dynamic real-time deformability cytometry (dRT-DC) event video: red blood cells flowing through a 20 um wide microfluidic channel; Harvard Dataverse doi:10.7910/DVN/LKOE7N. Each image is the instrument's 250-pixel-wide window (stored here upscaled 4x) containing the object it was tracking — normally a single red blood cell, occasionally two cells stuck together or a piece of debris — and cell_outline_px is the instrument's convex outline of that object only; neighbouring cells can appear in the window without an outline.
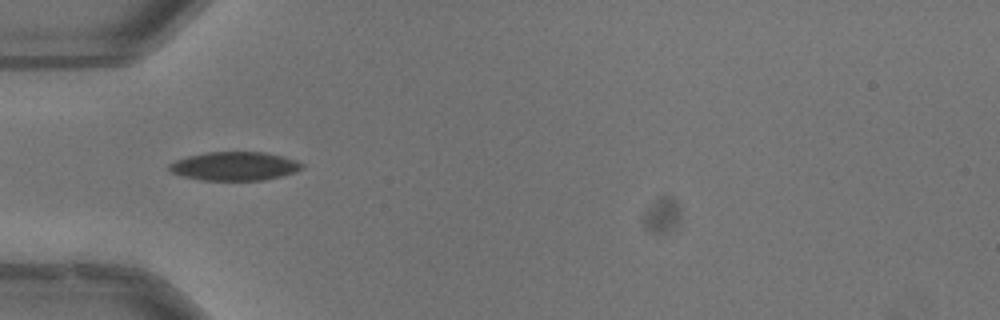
{"species": "common noctule bat (a hibernating species)", "species_latin": "Nyctalus noctula", "temperature_condition": "warm", "stored_images_in_passage": 4, "camera_frame_rate_fps": 3000, "um_per_image_px": 0.085, "animal": {"sex": "male", "body_mass_g": 13.3}, "frame": {"image": 1, "passage_image": 2, "time_ms": 0.333, "image_size_px": [1000, 320], "cell_outline_px": [[304, 168], [296, 172], [264, 180], [204, 180], [184, 176], [172, 172], [168, 168], [168, 164], [176, 160], [188, 156], [208, 152], [264, 152], [296, 160], [304, 164]], "centroid_in_image_um": [19.96, 14.12], "position_along_channel_um": 65.0, "area_um2": 22.02}}